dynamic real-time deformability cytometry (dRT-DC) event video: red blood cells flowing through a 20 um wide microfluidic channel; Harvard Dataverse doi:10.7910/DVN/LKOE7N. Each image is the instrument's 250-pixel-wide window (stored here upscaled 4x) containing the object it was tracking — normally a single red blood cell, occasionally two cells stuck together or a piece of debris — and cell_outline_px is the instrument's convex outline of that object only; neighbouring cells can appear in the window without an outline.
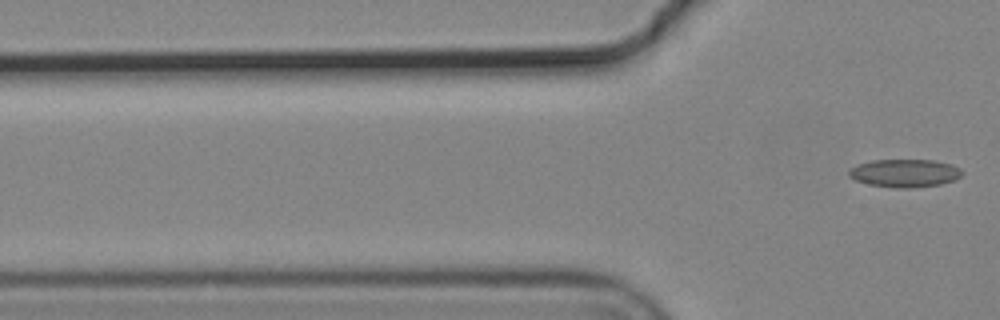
{"species": "common noctule bat (a hibernating species)", "species_latin": "Nyctalus noctula", "temperature_condition": "cold", "stored_images_in_passage": 7, "camera_frame_rate_fps": 3000, "um_per_image_px": 0.085, "animal": {"sex": "male", "body_mass_g": 19.2, "forearm_length_mm": 51.8}, "frame": {"image": 1, "passage_image": 7, "time_ms": 2.0, "image_size_px": [1000, 320], "cell_outline_px": [[964, 172], [960, 176], [952, 180], [940, 184], [912, 188], [900, 188], [868, 184], [856, 180], [848, 176], [848, 172], [852, 168], [860, 164], [872, 160], [932, 160], [952, 164], [960, 168]], "centroid_in_image_um": [76.92, 14.71], "position_along_channel_um": 48.9, "area_um2": 18.26}}